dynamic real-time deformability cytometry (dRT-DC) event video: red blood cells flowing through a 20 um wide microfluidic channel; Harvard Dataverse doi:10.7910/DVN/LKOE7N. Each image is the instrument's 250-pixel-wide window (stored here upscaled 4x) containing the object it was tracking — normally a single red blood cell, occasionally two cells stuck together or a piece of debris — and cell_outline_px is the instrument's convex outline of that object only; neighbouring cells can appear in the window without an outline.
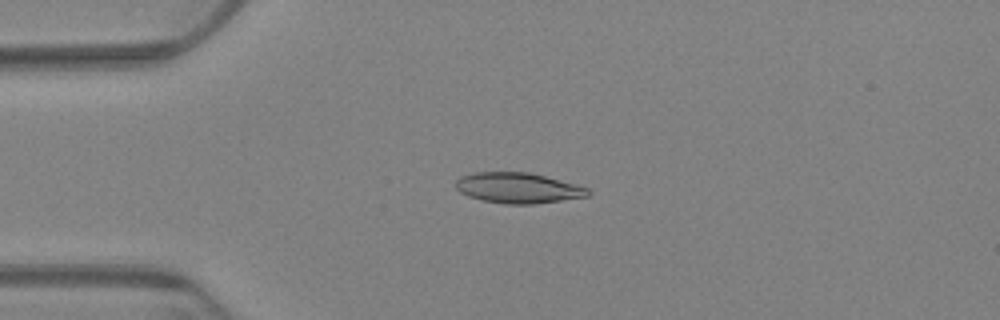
{"species": "Egyptian fruit bat (a non-hibernating species)", "species_latin": "Rousettus aegyptiacus", "temperature_condition": "warm", "stored_images_in_passage": 61, "camera_frame_rate_fps": 3000, "um_per_image_px": 0.085, "animal": {"sex": "female"}, "frame": {"image": 1, "passage_image": 15, "time_ms": 4.667, "image_size_px": [1000, 320], "cell_outline_px": [[592, 192], [588, 196], [536, 204], [504, 204], [484, 200], [468, 196], [460, 192], [456, 188], [456, 180], [460, 176], [476, 172], [528, 172], [576, 184], [588, 188]], "centroid_in_image_um": [44.04, 15.98], "position_along_channel_um": 41.0, "area_um2": 23.47}}
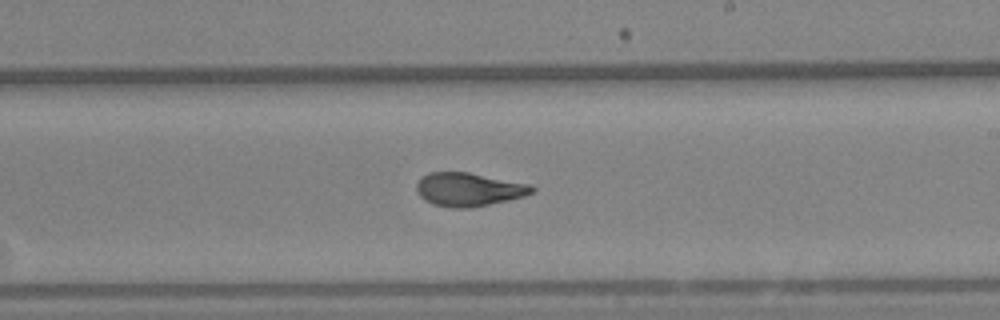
{"frame": {"image": 2, "passage_image": 36, "time_ms": 11.667, "image_size_px": [1000, 320], "cell_outline_px": [[536, 192], [524, 196], [508, 200], [468, 208], [456, 208], [432, 204], [424, 200], [420, 196], [416, 188], [416, 184], [428, 172], [468, 172], [532, 184], [536, 188]], "centroid_in_image_um": [39.88, 16.09], "position_along_channel_um": 249.1, "area_um2": 22.54}}
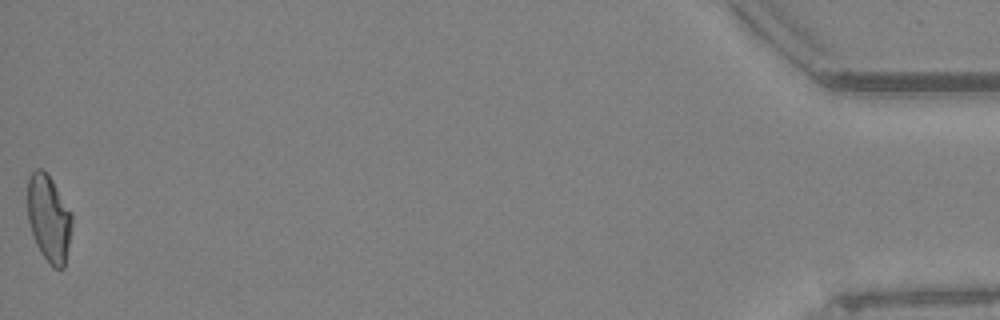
{"frame": {"image": 3, "passage_image": 61, "time_ms": 20.0, "image_size_px": [1000, 320], "cell_outline_px": [[72, 224], [64, 268], [52, 268], [40, 252], [36, 244], [28, 220], [28, 176], [36, 168], [40, 168], [52, 180], [72, 212]], "centroid_in_image_um": [4.15, 18.57], "position_along_channel_um": 431.0, "area_um2": 22.37}, "authors_computed_cell_mechanics": {"area_um2": 22.7154, "velocity_mm_per_s": 3.3598, "shape_relaxation_time_tau1_ms": 11.1925, "shape_relaxation_time_tau2_ms": 1.517, "deformation_change_tau1": 0.2631, "deformation_change_tau2": 0.08}}